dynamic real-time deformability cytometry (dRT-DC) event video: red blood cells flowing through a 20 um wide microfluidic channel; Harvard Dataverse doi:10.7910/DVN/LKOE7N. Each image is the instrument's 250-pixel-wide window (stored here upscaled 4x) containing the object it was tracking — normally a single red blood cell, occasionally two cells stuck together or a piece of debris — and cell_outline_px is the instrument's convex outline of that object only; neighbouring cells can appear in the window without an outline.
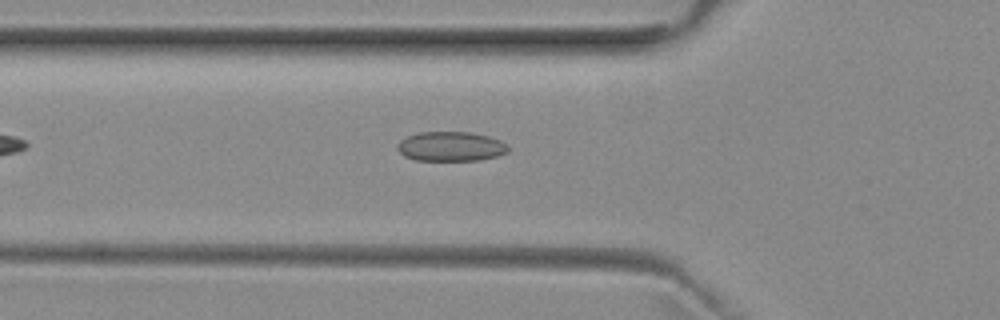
{"species": "common noctule bat (a hibernating species)", "species_latin": "Nyctalus noctula", "temperature_condition": "room temperature", "stored_images_in_passage": 33, "camera_frame_rate_fps": 3000, "um_per_image_px": 0.085, "animal": {"sex": "female", "body_mass_g": 29.2, "forearm_length_mm": 56.3}, "frame": {"image": 1, "passage_image": 5, "time_ms": 1.333, "image_size_px": [1000, 320], "cell_outline_px": [[508, 152], [496, 156], [480, 160], [416, 160], [404, 156], [396, 148], [400, 140], [408, 136], [420, 132], [472, 132], [488, 136], [500, 140], [508, 144]], "centroid_in_image_um": [38.33, 12.44], "position_along_channel_um": 87.5, "area_um2": 19.07}}
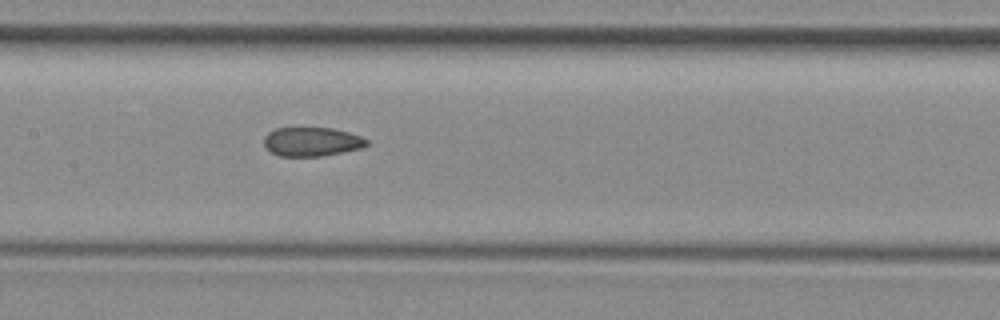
{"frame": {"image": 2, "passage_image": 12, "time_ms": 3.667, "image_size_px": [1000, 320], "cell_outline_px": [[368, 144], [360, 148], [320, 156], [280, 156], [272, 152], [264, 144], [264, 136], [268, 132], [276, 128], [332, 128], [348, 132], [360, 136], [368, 140]], "centroid_in_image_um": [26.48, 12.03], "position_along_channel_um": 180.9, "area_um2": 17.11}}
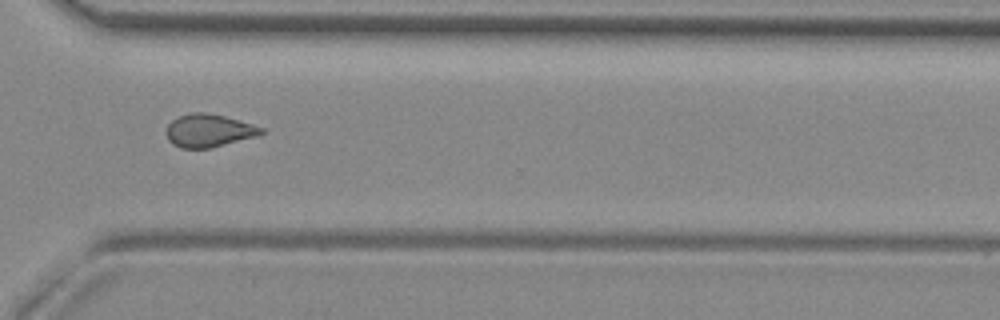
{"frame": {"image": 3, "passage_image": 25, "time_ms": 8.0, "image_size_px": [1000, 320], "cell_outline_px": [[264, 132], [260, 136], [208, 148], [180, 148], [172, 144], [168, 140], [168, 124], [172, 120], [180, 116], [192, 112], [208, 112], [224, 116], [252, 124], [264, 128]], "centroid_in_image_um": [17.78, 11.1], "position_along_channel_um": 352.8, "area_um2": 18.15}, "authors_computed_cell_mechanics": {"area_um2": 18.0914, "velocity_mm_per_s": 3.968, "shape_relaxation_time_tau1_ms": null, "shape_relaxation_time_tau2_ms": 3.0666, "deformation_change_tau1": null, "deformation_change_tau2": 0.0942}}